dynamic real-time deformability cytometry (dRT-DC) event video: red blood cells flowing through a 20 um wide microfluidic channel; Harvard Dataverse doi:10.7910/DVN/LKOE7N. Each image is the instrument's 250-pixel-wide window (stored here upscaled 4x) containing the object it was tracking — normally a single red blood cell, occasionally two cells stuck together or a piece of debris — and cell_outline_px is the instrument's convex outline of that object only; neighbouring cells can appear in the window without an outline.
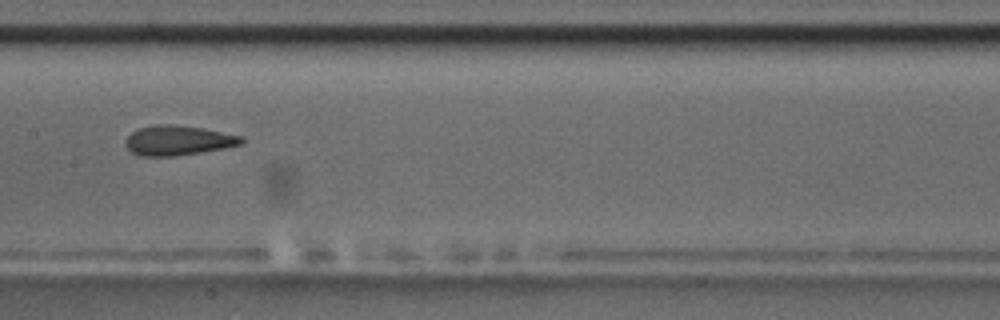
{"species": "common noctule bat (a hibernating species)", "species_latin": "Nyctalus noctula", "temperature_condition": "room temperature", "stored_images_in_passage": 11, "camera_frame_rate_fps": 3000, "um_per_image_px": 0.085, "animal": {"sex": "male", "body_mass_g": 17.5, "forearm_length_mm": 52.3}, "frame": {"image": 1, "passage_image": 4, "time_ms": 3.333, "image_size_px": [1000, 320], "cell_outline_px": [[244, 144], [224, 148], [176, 156], [140, 156], [132, 152], [124, 144], [128, 136], [132, 132], [140, 128], [152, 124], [168, 124], [200, 128], [244, 136]], "centroid_in_image_um": [15.15, 11.94], "position_along_channel_um": 192.3, "area_um2": 20.06}}